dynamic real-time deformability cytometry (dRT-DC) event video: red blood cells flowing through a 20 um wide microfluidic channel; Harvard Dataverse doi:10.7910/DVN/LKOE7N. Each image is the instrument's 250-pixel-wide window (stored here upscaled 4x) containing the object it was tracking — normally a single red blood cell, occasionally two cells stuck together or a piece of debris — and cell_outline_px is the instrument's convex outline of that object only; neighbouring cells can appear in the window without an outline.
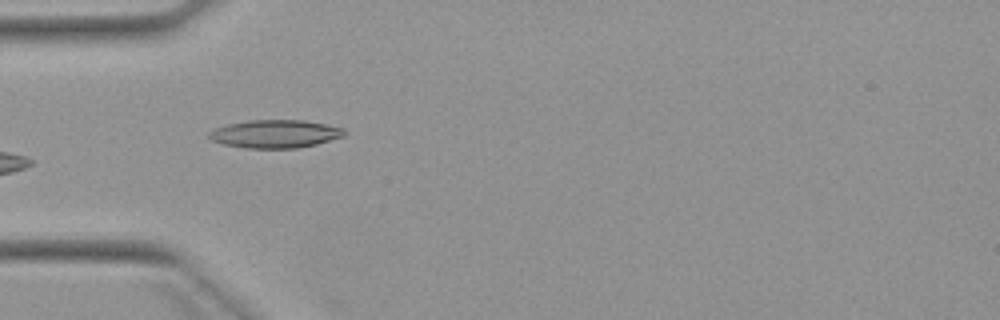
{"species": "Egyptian fruit bat (a non-hibernating species)", "species_latin": "Rousettus aegyptiacus", "temperature_condition": "warm", "stored_images_in_passage": 6, "camera_frame_rate_fps": 3000, "um_per_image_px": 0.085, "animal": {"sex": "female"}, "frame": {"image": 1, "passage_image": 5, "time_ms": 6.0, "image_size_px": [1000, 320], "cell_outline_px": [[344, 136], [316, 144], [296, 148], [244, 148], [224, 144], [212, 140], [208, 136], [208, 132], [212, 128], [228, 124], [248, 120], [304, 120], [344, 128]], "centroid_in_image_um": [23.34, 11.37], "position_along_channel_um": 61.7, "area_um2": 22.08}}
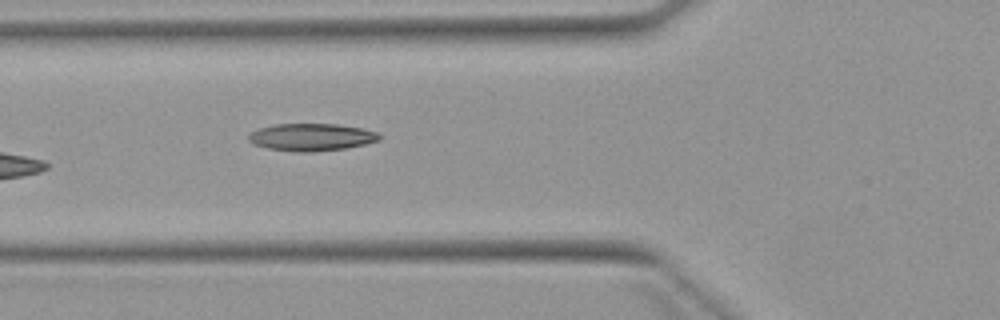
{"frame": {"image": 2, "passage_image": 6, "time_ms": 7.0, "image_size_px": [1000, 320], "cell_outline_px": [[380, 140], [364, 144], [344, 148], [312, 152], [304, 152], [268, 148], [252, 144], [248, 140], [248, 136], [256, 128], [276, 124], [336, 124], [364, 128], [376, 132], [380, 136]], "centroid_in_image_um": [26.45, 11.64], "position_along_channel_um": 99.4, "area_um2": 20.75}}